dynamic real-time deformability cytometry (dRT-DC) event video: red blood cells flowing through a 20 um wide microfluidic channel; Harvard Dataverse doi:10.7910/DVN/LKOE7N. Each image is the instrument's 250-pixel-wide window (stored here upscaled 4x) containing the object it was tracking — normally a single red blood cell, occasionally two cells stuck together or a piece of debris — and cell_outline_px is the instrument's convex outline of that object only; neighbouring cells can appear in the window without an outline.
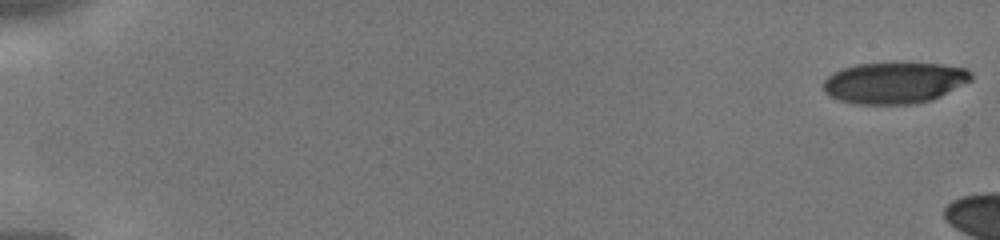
{"species": "human", "species_latin": "Homo sapiens", "temperature_condition": "cold", "stored_images_in_passage": 8, "camera_frame_rate_fps": 3000, "um_per_image_px": 0.085, "donor": {"sex": "male"}, "frame": {"image": 1, "passage_image": 1, "time_ms": 0.0, "image_size_px": [1000, 240], "cell_outline_px": [[972, 80], [932, 100], [916, 104], [856, 104], [840, 100], [824, 92], [824, 80], [828, 76], [844, 68], [856, 64], [892, 60], [900, 60], [940, 64], [968, 68], [972, 72]], "centroid_in_image_um": [76.07, 6.99], "position_along_channel_um": 8.9, "area_um2": 36.59}}